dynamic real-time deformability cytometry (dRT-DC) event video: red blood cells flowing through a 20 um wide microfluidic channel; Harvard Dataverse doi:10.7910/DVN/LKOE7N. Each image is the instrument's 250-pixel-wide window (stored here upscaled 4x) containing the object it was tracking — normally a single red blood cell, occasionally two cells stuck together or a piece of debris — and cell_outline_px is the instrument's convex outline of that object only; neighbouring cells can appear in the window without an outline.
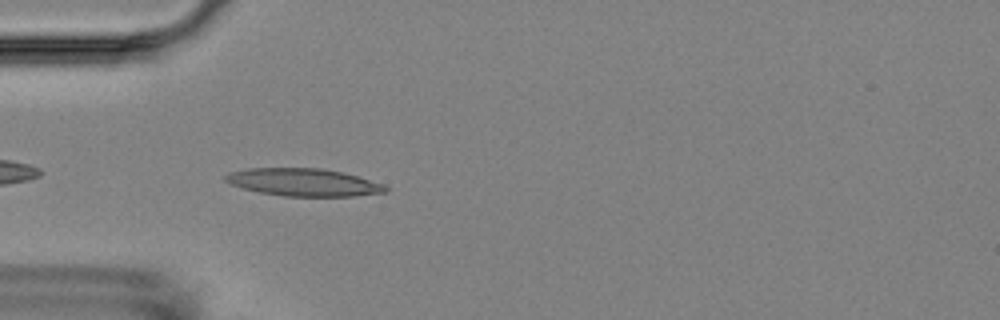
{"species": "Egyptian fruit bat (a non-hibernating species)", "species_latin": "Rousettus aegyptiacus", "temperature_condition": "room temperature", "stored_images_in_passage": 3, "camera_frame_rate_fps": 3000, "um_per_image_px": 0.085, "animal": {"sex": "female"}, "frame": {"image": 1, "passage_image": 3, "time_ms": 3.333, "image_size_px": [1000, 320], "cell_outline_px": [[388, 192], [352, 196], [284, 196], [260, 192], [244, 188], [232, 184], [224, 180], [224, 176], [228, 172], [248, 168], [320, 168], [340, 172], [356, 176], [384, 184], [388, 188]], "centroid_in_image_um": [25.79, 15.49], "position_along_channel_um": 59.2, "area_um2": 25.55}}